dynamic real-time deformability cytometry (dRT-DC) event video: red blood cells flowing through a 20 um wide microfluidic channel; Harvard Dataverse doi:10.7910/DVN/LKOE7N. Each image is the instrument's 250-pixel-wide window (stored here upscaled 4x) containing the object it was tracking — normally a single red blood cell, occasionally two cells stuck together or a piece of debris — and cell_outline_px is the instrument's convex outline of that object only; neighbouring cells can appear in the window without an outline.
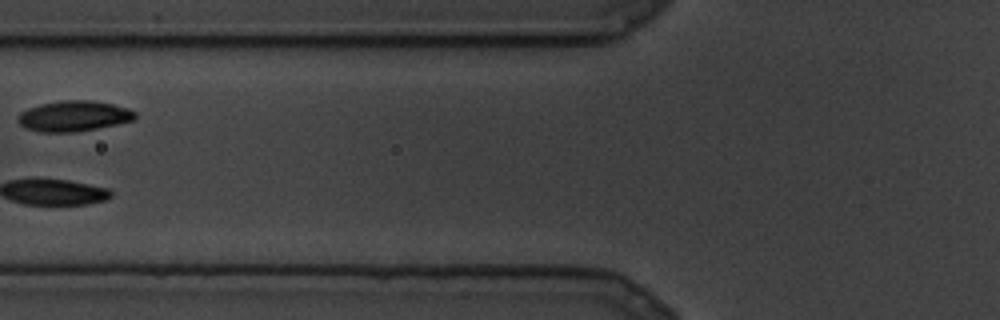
{"species": "common noctule bat (a hibernating species)", "species_latin": "Nyctalus noctula", "temperature_condition": "cold", "stored_images_in_passage": 7, "camera_frame_rate_fps": 3000, "um_per_image_px": 0.085, "animal": {"sex": "male", "body_mass_g": 19.5, "forearm_length_mm": 54.6}, "frame": {"image": 1, "passage_image": 5, "time_ms": 1.333, "image_size_px": [1000, 320], "cell_outline_px": [[136, 120], [96, 128], [72, 132], [40, 132], [24, 128], [16, 120], [16, 116], [20, 112], [28, 108], [44, 104], [64, 100], [92, 100], [112, 104], [128, 108], [136, 112]], "centroid_in_image_um": [6.26, 9.87], "position_along_channel_um": 119.5, "area_um2": 20.87}}